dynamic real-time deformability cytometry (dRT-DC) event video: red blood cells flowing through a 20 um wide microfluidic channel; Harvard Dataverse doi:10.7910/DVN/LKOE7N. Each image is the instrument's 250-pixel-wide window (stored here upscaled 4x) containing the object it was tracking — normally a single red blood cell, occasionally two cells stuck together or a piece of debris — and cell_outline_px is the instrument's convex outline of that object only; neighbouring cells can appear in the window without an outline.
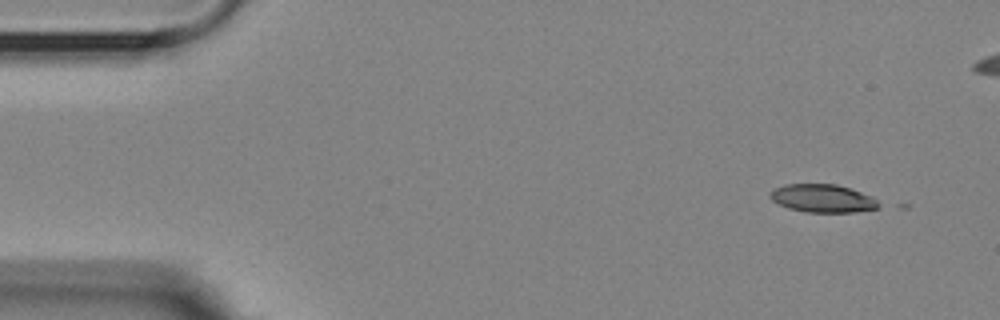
{"species": "Egyptian fruit bat (a non-hibernating species)", "species_latin": "Rousettus aegyptiacus", "temperature_condition": "room temperature", "stored_images_in_passage": 8, "camera_frame_rate_fps": 3000, "um_per_image_px": 0.085, "animal": {"sex": "female"}, "frame": {"image": 1, "passage_image": 3, "time_ms": 0.667, "image_size_px": [1000, 320], "cell_outline_px": [[884, 204], [876, 208], [856, 212], [804, 212], [788, 208], [772, 200], [768, 196], [776, 188], [784, 184], [836, 184], [872, 196]], "centroid_in_image_um": [69.96, 16.87], "position_along_channel_um": 15.0, "area_um2": 17.74}}